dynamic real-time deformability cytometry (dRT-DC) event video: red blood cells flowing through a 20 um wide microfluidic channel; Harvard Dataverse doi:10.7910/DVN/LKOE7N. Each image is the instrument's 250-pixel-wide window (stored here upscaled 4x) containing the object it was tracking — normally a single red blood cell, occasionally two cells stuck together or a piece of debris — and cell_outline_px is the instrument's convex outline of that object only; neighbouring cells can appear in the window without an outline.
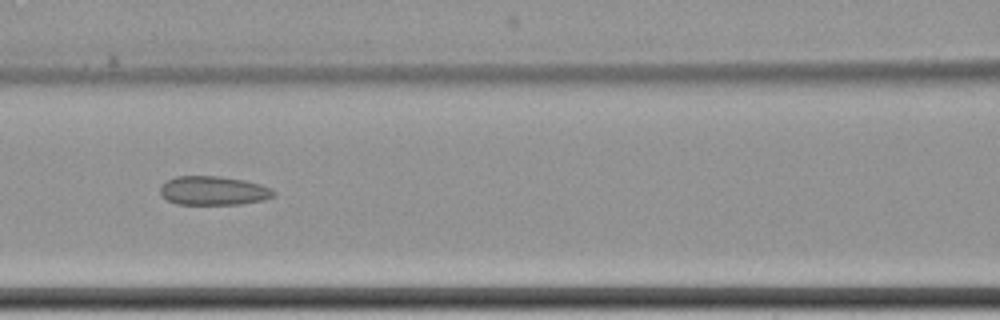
{"species": "common noctule bat (a hibernating species)", "species_latin": "Nyctalus noctula", "temperature_condition": "cold", "stored_images_in_passage": 5, "camera_frame_rate_fps": 3000, "um_per_image_px": 0.085, "animal": {"sex": "female", "body_mass_g": 22.7, "forearm_length_mm": 54.2}, "frame": {"image": 1, "passage_image": 3, "time_ms": 2.667, "image_size_px": [1000, 320], "cell_outline_px": [[276, 192], [272, 196], [264, 200], [240, 204], [176, 204], [168, 200], [160, 192], [160, 184], [176, 176], [220, 176], [244, 180], [260, 184], [272, 188]], "centroid_in_image_um": [18.14, 16.2], "position_along_channel_um": 148.5, "area_um2": 19.13}}
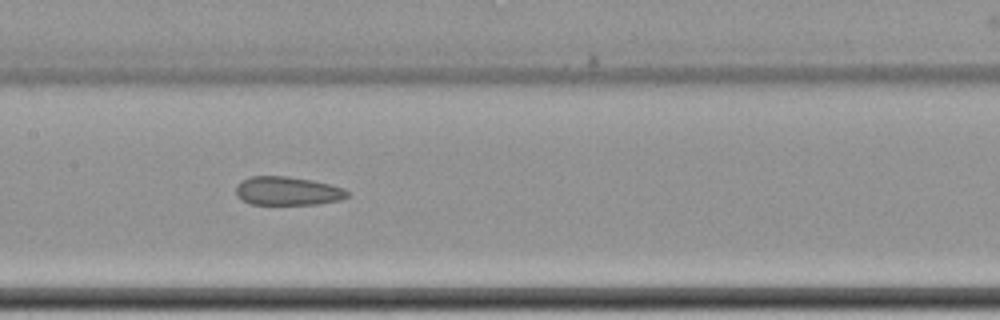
{"frame": {"image": 2, "passage_image": 4, "time_ms": 3.667, "image_size_px": [1000, 320], "cell_outline_px": [[348, 196], [340, 200], [316, 204], [252, 204], [236, 196], [236, 184], [240, 180], [252, 176], [288, 176], [312, 180], [344, 188], [348, 192]], "centroid_in_image_um": [24.41, 16.22], "position_along_channel_um": 183.0, "area_um2": 18.55}}
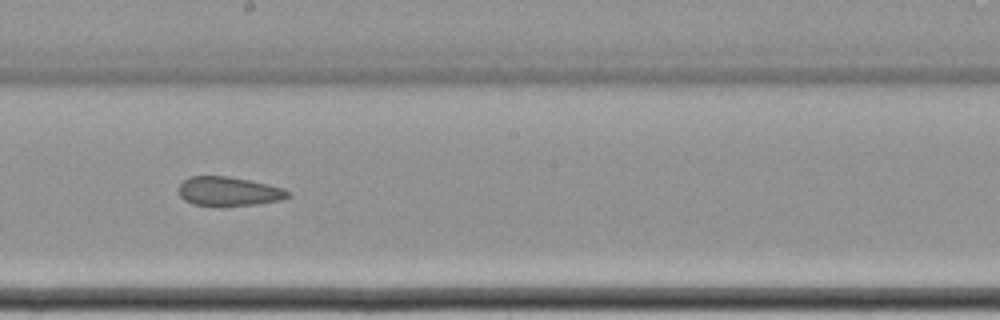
{"frame": {"image": 3, "passage_image": 5, "time_ms": 5.0, "image_size_px": [1000, 320], "cell_outline_px": [[292, 196], [280, 200], [256, 204], [192, 204], [184, 200], [180, 196], [176, 188], [188, 176], [228, 176], [268, 184], [284, 188], [292, 192]], "centroid_in_image_um": [19.45, 16.23], "position_along_channel_um": 228.8, "area_um2": 18.32}}